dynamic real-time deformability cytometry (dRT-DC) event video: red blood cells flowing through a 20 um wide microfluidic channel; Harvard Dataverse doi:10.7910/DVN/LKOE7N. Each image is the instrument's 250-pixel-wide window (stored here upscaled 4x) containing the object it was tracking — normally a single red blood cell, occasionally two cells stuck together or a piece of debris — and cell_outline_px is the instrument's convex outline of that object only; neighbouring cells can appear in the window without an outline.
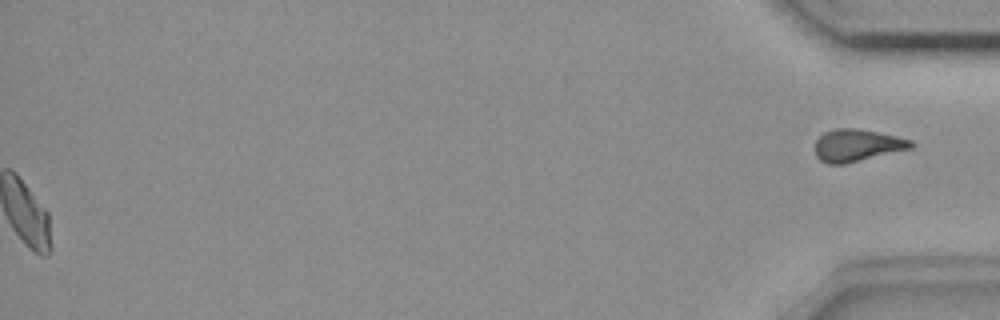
{"species": "common noctule bat (a hibernating species)", "species_latin": "Nyctalus noctula", "temperature_condition": "room temperature", "stored_images_in_passage": 44, "segment_of_instrument_passage": [2, 2], "camera_frame_rate_fps": 3000, "um_per_image_px": 0.085, "animal": {"sex": "female", "body_mass_g": 18.4}, "frame": {"image": 1, "passage_image": 44, "time_ms": 14.333, "image_size_px": [1000, 320], "cell_outline_px": [[916, 144], [912, 148], [844, 164], [828, 164], [820, 160], [816, 156], [816, 140], [824, 132], [836, 128], [856, 128], [896, 136], [912, 140]], "centroid_in_image_um": [72.86, 12.35], "position_along_channel_um": 362.3, "area_um2": 17.92}}